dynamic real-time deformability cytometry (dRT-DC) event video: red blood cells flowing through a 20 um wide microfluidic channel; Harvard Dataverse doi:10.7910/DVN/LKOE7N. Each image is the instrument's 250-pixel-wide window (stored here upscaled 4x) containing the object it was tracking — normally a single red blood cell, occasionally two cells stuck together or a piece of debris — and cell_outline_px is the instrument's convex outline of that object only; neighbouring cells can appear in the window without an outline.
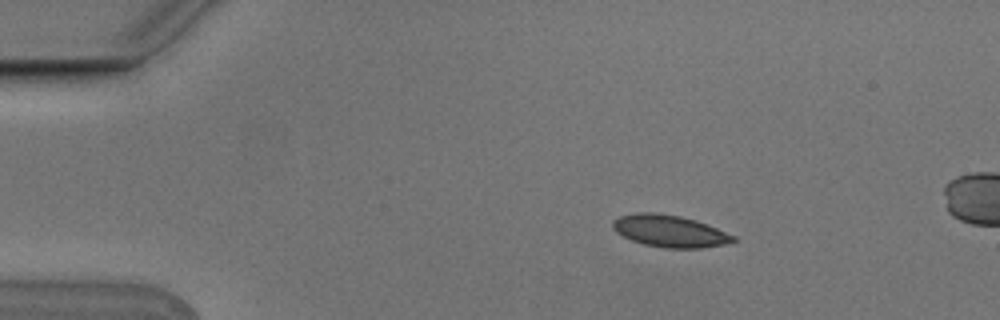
{"species": "Egyptian fruit bat (a non-hibernating species)", "species_latin": "Rousettus aegyptiacus", "temperature_condition": "cold", "stored_images_in_passage": 5, "camera_frame_rate_fps": 3000, "um_per_image_px": 0.085, "animal": {"sex": "male"}, "frame": {"image": 1, "passage_image": 2, "time_ms": 0.333, "image_size_px": [1000, 320], "cell_outline_px": [[736, 240], [724, 244], [700, 248], [664, 248], [644, 244], [632, 240], [616, 232], [612, 228], [612, 220], [620, 216], [636, 212], [656, 212], [680, 216], [696, 220], [736, 236]], "centroid_in_image_um": [56.9, 19.63], "position_along_channel_um": 28.1, "area_um2": 22.43}}